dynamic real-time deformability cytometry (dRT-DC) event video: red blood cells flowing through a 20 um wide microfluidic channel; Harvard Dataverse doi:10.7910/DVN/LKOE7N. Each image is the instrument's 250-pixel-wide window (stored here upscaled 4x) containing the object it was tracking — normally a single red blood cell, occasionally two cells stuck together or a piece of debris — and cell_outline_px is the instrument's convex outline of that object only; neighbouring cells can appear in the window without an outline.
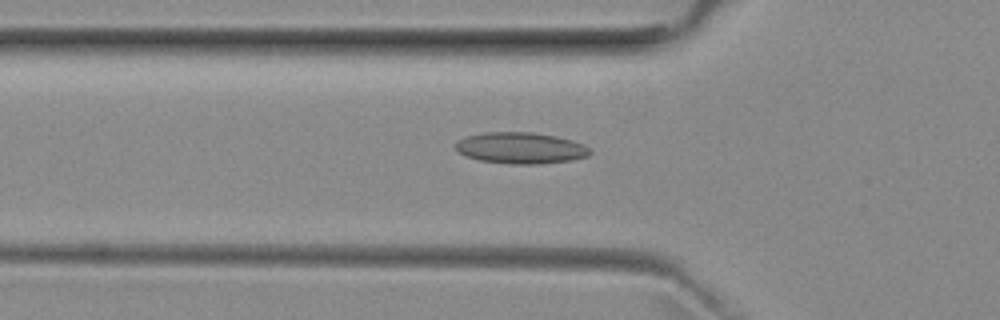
{"species": "common noctule bat (a hibernating species)", "species_latin": "Nyctalus noctula", "temperature_condition": "room temperature", "stored_images_in_passage": 51, "camera_frame_rate_fps": 3000, "um_per_image_px": 0.085, "animal": {"sex": "female", "body_mass_g": 29.2, "forearm_length_mm": 56.3}, "frame": {"image": 1, "passage_image": 17, "time_ms": 5.333, "image_size_px": [1000, 320], "cell_outline_px": [[592, 152], [588, 156], [572, 160], [540, 164], [512, 164], [480, 160], [468, 156], [460, 152], [456, 148], [456, 144], [460, 140], [468, 136], [484, 132], [532, 132], [556, 136], [572, 140], [584, 144]], "centroid_in_image_um": [44.32, 12.58], "position_along_channel_um": 81.5, "area_um2": 24.33}}
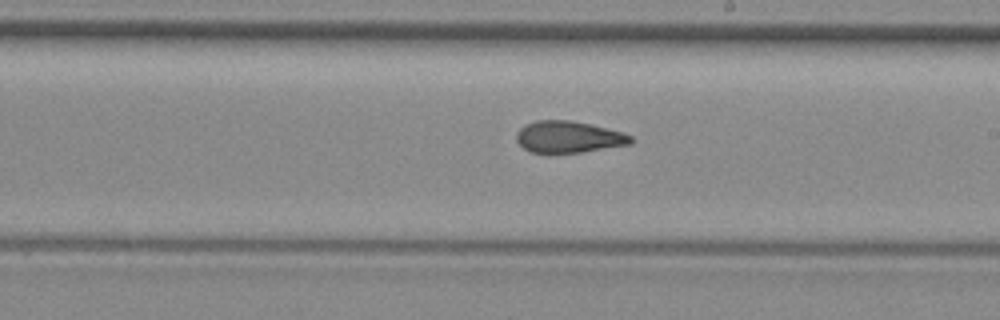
{"frame": {"image": 2, "passage_image": 29, "time_ms": 9.333, "image_size_px": [1000, 320], "cell_outline_px": [[636, 140], [632, 144], [580, 152], [532, 152], [524, 148], [516, 140], [516, 132], [524, 124], [536, 120], [572, 120], [624, 132], [632, 136]], "centroid_in_image_um": [48.36, 11.62], "position_along_channel_um": 240.6, "area_um2": 21.15}}
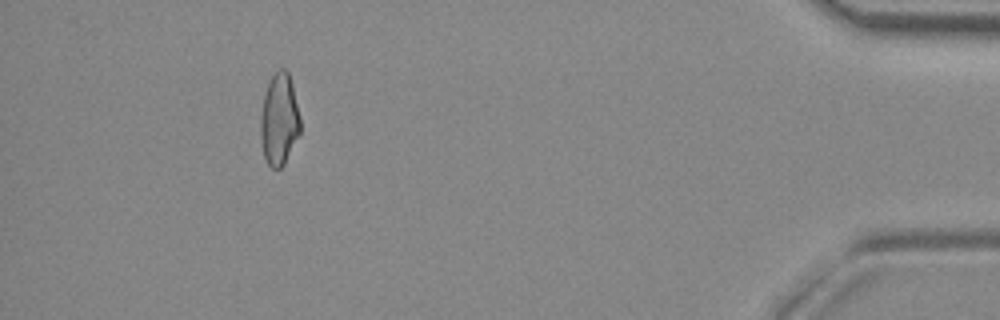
{"frame": {"image": 3, "passage_image": 47, "time_ms": 15.333, "image_size_px": [1000, 320], "cell_outline_px": [[300, 132], [284, 164], [280, 168], [272, 168], [268, 164], [264, 156], [260, 140], [260, 116], [264, 96], [268, 84], [272, 76], [280, 68], [284, 68], [288, 72], [292, 84], [300, 120]], "centroid_in_image_um": [23.72, 10.17], "position_along_channel_um": 411.5, "area_um2": 21.04}, "authors_computed_cell_mechanics": {"area_um2": 21.7906, "velocity_mm_per_s": 3.9732, "shape_relaxation_time_tau1_ms": null, "shape_relaxation_time_tau2_ms": 2.263, "deformation_change_tau1": null, "deformation_change_tau2": 0.095}}